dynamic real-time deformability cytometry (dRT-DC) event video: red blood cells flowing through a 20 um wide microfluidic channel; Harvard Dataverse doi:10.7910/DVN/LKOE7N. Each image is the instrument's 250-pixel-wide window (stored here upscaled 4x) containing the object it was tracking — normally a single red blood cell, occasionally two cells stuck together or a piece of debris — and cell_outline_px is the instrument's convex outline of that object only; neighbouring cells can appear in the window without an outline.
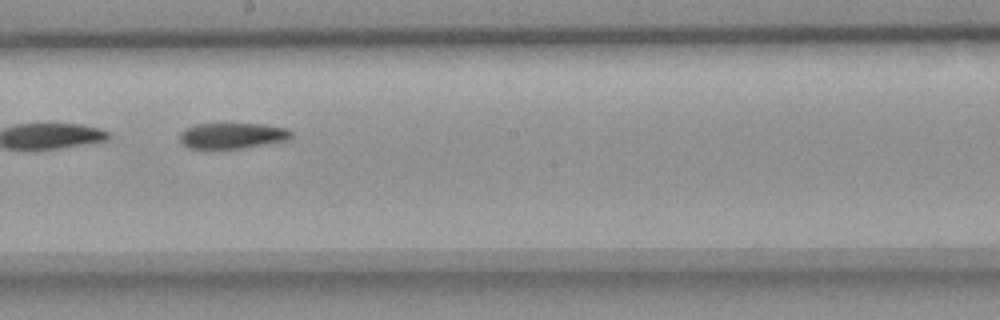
{"species": "common noctule bat (a hibernating species)", "species_latin": "Nyctalus noctula", "temperature_condition": "room temperature", "stored_images_in_passage": 54, "camera_frame_rate_fps": 3000, "um_per_image_px": 0.085, "animal": {"sex": "female", "body_mass_g": 18.4}, "frame": {"image": 1, "passage_image": 31, "time_ms": 10.0, "image_size_px": [1000, 320], "cell_outline_px": [[292, 136], [288, 140], [240, 148], [188, 148], [180, 140], [180, 132], [184, 128], [196, 124], [264, 124], [288, 128], [292, 132]], "centroid_in_image_um": [19.75, 11.52], "position_along_channel_um": 228.4, "area_um2": 16.65}, "authors_computed_cell_mechanics": {"area_um2": 18.1781, "velocity_mm_per_s": 3.6628, "shape_relaxation_time_tau1_ms": 8.1629, "shape_relaxation_time_tau2_ms": null, "deformation_change_tau1": 0.1831, "deformation_change_tau2": null}}